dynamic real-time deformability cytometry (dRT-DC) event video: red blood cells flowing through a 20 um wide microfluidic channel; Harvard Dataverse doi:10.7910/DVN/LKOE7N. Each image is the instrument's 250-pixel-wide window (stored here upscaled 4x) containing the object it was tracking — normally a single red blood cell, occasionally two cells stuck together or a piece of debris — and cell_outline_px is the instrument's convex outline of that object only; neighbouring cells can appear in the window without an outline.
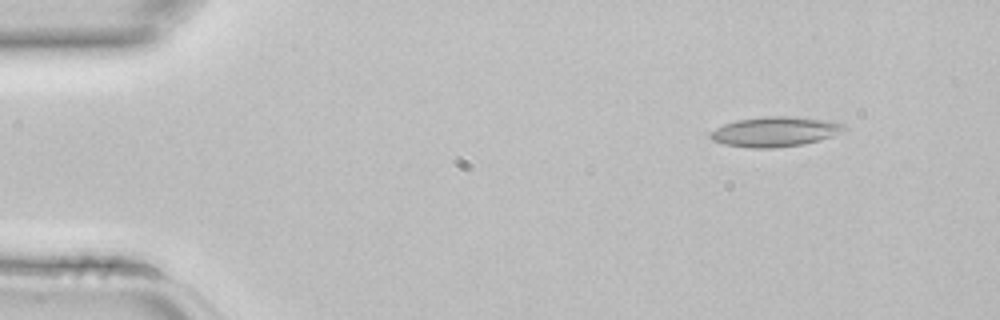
{"species": "common noctule bat (a hibernating species)", "species_latin": "Nyctalus noctula", "temperature_condition": "room temperature", "stored_images_in_passage": 3, "camera_frame_rate_fps": 3000, "um_per_image_px": 0.085, "animal": {"sex": "female", "body_mass_g": 22.7, "forearm_length_mm": 54.2}, "frame": {"image": 1, "passage_image": 1, "time_ms": 0.0, "image_size_px": [1000, 320], "cell_outline_px": [[848, 128], [832, 136], [820, 140], [804, 144], [772, 148], [752, 148], [724, 144], [712, 140], [708, 136], [708, 132], [724, 124], [736, 120], [768, 116], [792, 116], [832, 120], [844, 124]], "centroid_in_image_um": [65.89, 11.18], "position_along_channel_um": 19.1, "area_um2": 23.52}}
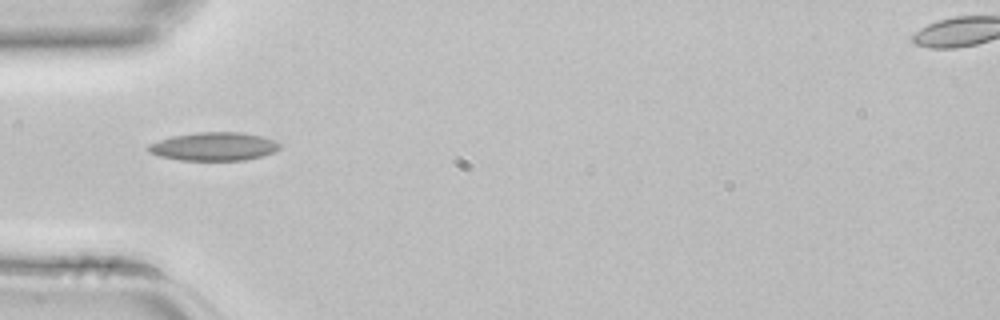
{"frame": {"image": 2, "passage_image": 3, "time_ms": 0.667, "image_size_px": [1000, 320], "cell_outline_px": [[280, 148], [272, 152], [260, 156], [244, 160], [180, 160], [160, 156], [148, 152], [144, 148], [148, 144], [172, 136], [196, 132], [244, 132], [264, 136], [276, 140], [280, 144]], "centroid_in_image_um": [18.17, 12.44], "position_along_channel_um": 66.8, "area_um2": 21.85}}